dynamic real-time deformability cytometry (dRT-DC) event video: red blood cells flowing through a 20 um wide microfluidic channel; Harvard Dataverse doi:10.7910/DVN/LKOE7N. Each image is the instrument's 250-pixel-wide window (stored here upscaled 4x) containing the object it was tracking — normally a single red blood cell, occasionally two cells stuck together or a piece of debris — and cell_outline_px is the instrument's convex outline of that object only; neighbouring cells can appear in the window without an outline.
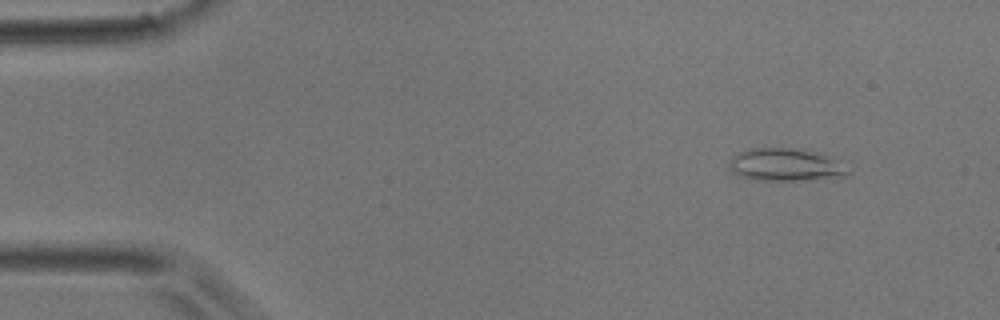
{"species": "common noctule bat (a hibernating species)", "species_latin": "Nyctalus noctula", "temperature_condition": "room temperature", "stored_images_in_passage": 3, "camera_frame_rate_fps": 3000, "um_per_image_px": 0.085, "animal": {"sex": "male", "body_mass_g": 17.9}, "frame": {"image": 1, "passage_image": 1, "time_ms": 0.0, "image_size_px": [1000, 320], "cell_outline_px": [[852, 172], [848, 176], [812, 180], [760, 180], [736, 176], [728, 172], [728, 164], [732, 156], [736, 152], [752, 148], [792, 148], [824, 156], [832, 160]], "centroid_in_image_um": [66.63, 14.04], "position_along_channel_um": 18.4, "area_um2": 22.43}}